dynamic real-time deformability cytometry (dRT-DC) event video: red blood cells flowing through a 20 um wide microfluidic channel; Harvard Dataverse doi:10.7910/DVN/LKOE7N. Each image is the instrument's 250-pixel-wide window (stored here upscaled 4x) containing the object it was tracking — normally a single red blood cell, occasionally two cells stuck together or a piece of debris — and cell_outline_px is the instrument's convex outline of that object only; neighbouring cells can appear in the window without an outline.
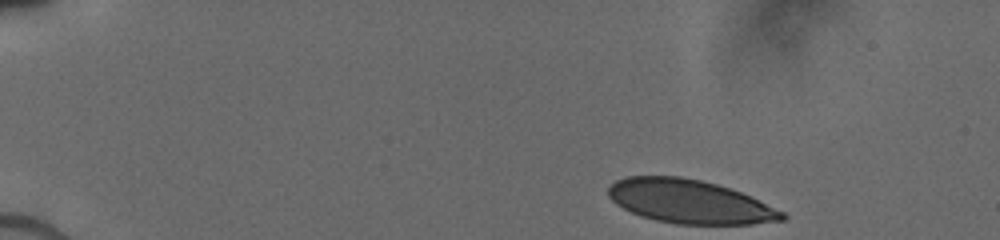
{"species": "human", "species_latin": "Homo sapiens", "temperature_condition": "cold", "stored_images_in_passage": 8, "camera_frame_rate_fps": 3000, "um_per_image_px": 0.085, "donor": {"sex": "male"}, "frame": {"image": 1, "passage_image": 1, "time_ms": 0.0, "image_size_px": [1000, 240], "cell_outline_px": [[788, 216], [784, 220], [752, 224], [676, 224], [656, 220], [640, 216], [616, 204], [608, 196], [608, 188], [616, 180], [624, 176], [680, 176], [700, 180], [716, 184], [740, 192], [784, 212]], "centroid_in_image_um": [58.59, 17.13], "position_along_channel_um": 26.4, "area_um2": 43.99}}
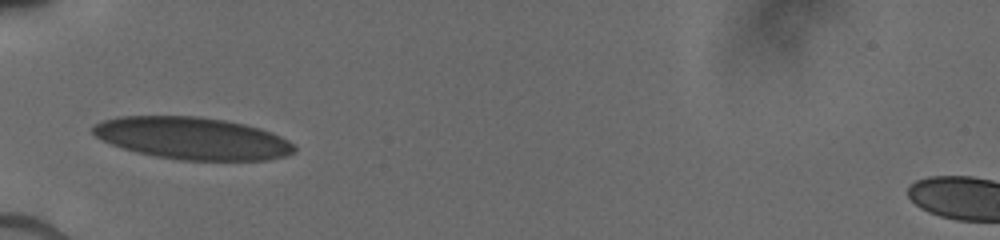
{"frame": {"image": 2, "passage_image": 7, "time_ms": 3.667, "image_size_px": [1000, 240], "cell_outline_px": [[296, 152], [284, 156], [268, 160], [180, 160], [156, 156], [136, 152], [100, 140], [92, 132], [92, 124], [100, 120], [120, 116], [196, 116], [224, 120], [244, 124], [260, 128], [272, 132], [288, 140], [296, 148]], "centroid_in_image_um": [16.33, 11.75], "position_along_channel_um": 68.7, "area_um2": 49.65}}